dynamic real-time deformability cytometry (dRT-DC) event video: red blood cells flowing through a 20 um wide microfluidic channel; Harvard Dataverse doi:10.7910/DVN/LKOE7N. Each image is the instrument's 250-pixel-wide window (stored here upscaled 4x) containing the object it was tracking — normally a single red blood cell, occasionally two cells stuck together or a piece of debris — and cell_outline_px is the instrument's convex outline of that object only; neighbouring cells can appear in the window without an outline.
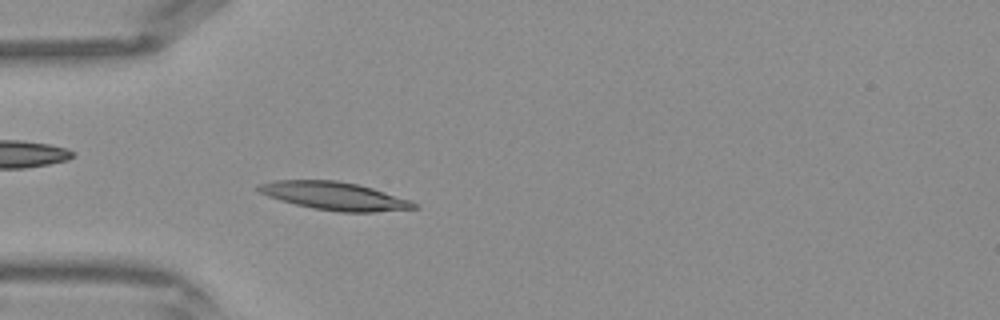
{"species": "Egyptian fruit bat (a non-hibernating species)", "species_latin": "Rousettus aegyptiacus", "temperature_condition": "warm", "stored_images_in_passage": 41, "camera_frame_rate_fps": 3000, "um_per_image_px": 0.085, "frame": {"image": 1, "passage_image": 11, "time_ms": 3.333, "image_size_px": [1000, 320], "cell_outline_px": [[420, 208], [372, 212], [340, 212], [312, 208], [280, 200], [268, 196], [260, 192], [256, 188], [256, 184], [272, 180], [336, 180], [356, 184], [372, 188], [420, 204]], "centroid_in_image_um": [28.4, 16.65], "position_along_channel_um": 56.6, "area_um2": 25.32}}
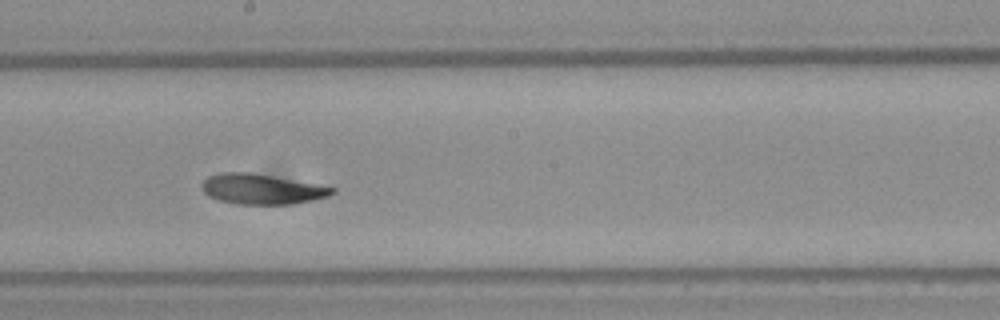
{"frame": {"image": 2, "passage_image": 22, "time_ms": 7.0, "image_size_px": [1000, 320], "cell_outline_px": [[336, 192], [328, 196], [312, 200], [292, 204], [236, 204], [216, 200], [208, 196], [204, 192], [204, 180], [208, 176], [220, 172], [252, 172], [336, 188]], "centroid_in_image_um": [22.23, 16.07], "position_along_channel_um": 226.0, "area_um2": 22.83}}
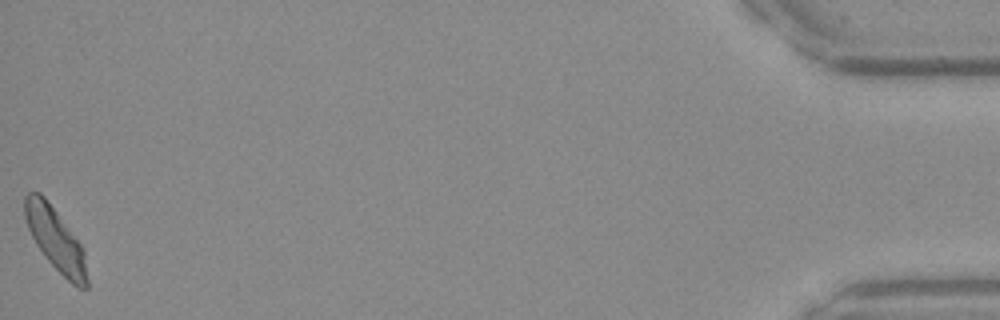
{"frame": {"image": 3, "passage_image": 41, "time_ms": 13.333, "image_size_px": [1000, 320], "cell_outline_px": [[88, 288], [76, 288], [48, 260], [36, 244], [28, 228], [24, 216], [24, 196], [28, 192], [40, 192], [44, 196], [84, 248], [88, 280]], "centroid_in_image_um": [4.73, 20.35], "position_along_channel_um": 430.5, "area_um2": 22.66}}